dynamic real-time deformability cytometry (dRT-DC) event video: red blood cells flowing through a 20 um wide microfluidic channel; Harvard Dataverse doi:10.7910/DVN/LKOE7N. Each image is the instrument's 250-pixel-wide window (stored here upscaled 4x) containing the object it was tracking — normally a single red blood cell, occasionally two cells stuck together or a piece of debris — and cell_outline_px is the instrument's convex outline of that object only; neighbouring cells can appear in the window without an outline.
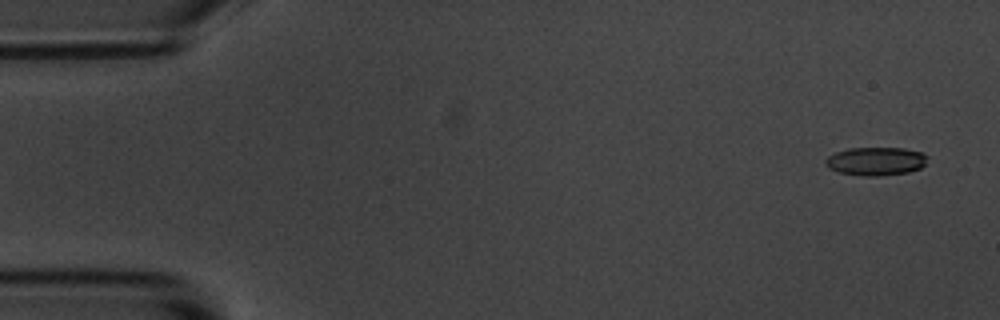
{"species": "common noctule bat (a hibernating species)", "species_latin": "Nyctalus noctula", "temperature_condition": "room temperature", "stored_images_in_passage": 4, "camera_frame_rate_fps": 3000, "um_per_image_px": 0.085, "animal": {"sex": "male", "body_mass_g": 20.1, "forearm_length_mm": 53.5}, "frame": {"image": 1, "passage_image": 1, "time_ms": 0.0, "image_size_px": [1000, 320], "cell_outline_px": [[928, 156], [924, 164], [920, 168], [908, 172], [880, 176], [864, 176], [840, 172], [828, 168], [824, 164], [824, 160], [828, 156], [836, 152], [848, 148], [904, 148], [924, 152]], "centroid_in_image_um": [74.44, 13.7], "position_along_channel_um": 10.6, "area_um2": 16.94}}